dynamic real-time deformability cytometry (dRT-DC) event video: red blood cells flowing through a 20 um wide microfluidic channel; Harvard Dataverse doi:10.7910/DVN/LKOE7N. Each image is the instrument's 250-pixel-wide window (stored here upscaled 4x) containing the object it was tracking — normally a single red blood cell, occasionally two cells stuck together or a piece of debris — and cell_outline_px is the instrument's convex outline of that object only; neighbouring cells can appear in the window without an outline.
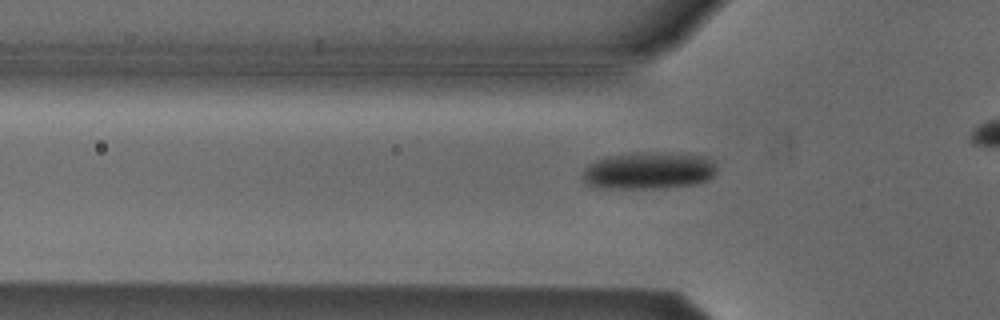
{"species": "Egyptian fruit bat (a non-hibernating species)", "species_latin": "Rousettus aegyptiacus", "temperature_condition": "cold", "stored_images_in_passage": 43, "camera_frame_rate_fps": 3000, "um_per_image_px": 0.085, "animal": {"sex": "male"}, "frame": {"image": 1, "passage_image": 17, "time_ms": 5.333, "image_size_px": [1000, 320], "cell_outline_px": [[716, 172], [708, 180], [696, 184], [664, 188], [596, 188], [588, 184], [580, 176], [584, 168], [588, 164], [596, 160], [608, 156], [636, 152], [664, 152], [704, 156], [712, 160], [716, 164]], "centroid_in_image_um": [55.12, 14.5], "position_along_channel_um": 70.7, "area_um2": 29.42}}
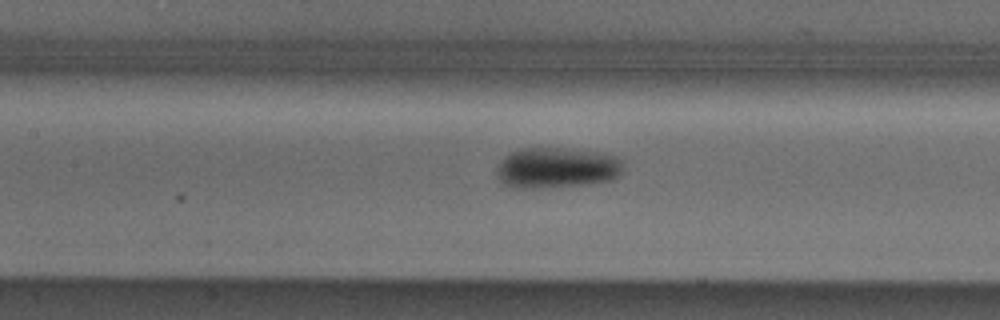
{"frame": {"image": 2, "passage_image": 24, "time_ms": 7.667, "image_size_px": [1000, 320], "cell_outline_px": [[620, 172], [612, 180], [592, 184], [544, 188], [512, 188], [504, 184], [500, 180], [496, 172], [496, 168], [500, 160], [504, 156], [520, 148], [560, 148], [596, 152], [616, 156], [620, 160]], "centroid_in_image_um": [47.25, 14.28], "position_along_channel_um": 160.1, "area_um2": 30.06}}
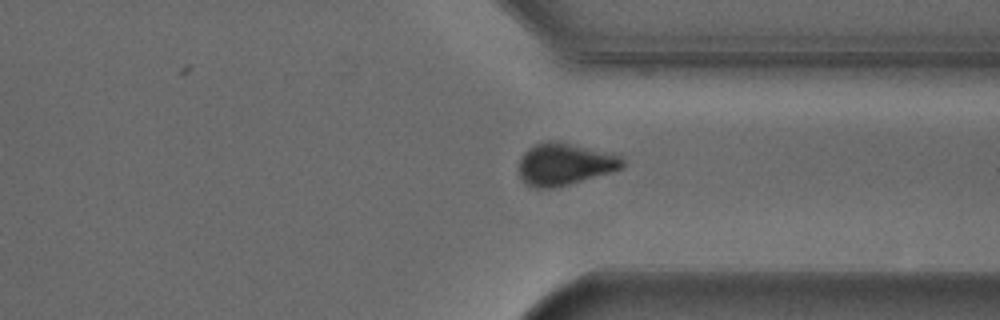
{"frame": {"image": 3, "passage_image": 40, "time_ms": 13.0, "image_size_px": [1000, 320], "cell_outline_px": [[624, 168], [612, 172], [556, 188], [536, 188], [524, 184], [520, 176], [520, 160], [524, 152], [528, 148], [536, 144], [548, 140], [560, 140], [620, 156], [624, 160]], "centroid_in_image_um": [47.99, 13.95], "position_along_channel_um": 363.4, "area_um2": 25.61}}